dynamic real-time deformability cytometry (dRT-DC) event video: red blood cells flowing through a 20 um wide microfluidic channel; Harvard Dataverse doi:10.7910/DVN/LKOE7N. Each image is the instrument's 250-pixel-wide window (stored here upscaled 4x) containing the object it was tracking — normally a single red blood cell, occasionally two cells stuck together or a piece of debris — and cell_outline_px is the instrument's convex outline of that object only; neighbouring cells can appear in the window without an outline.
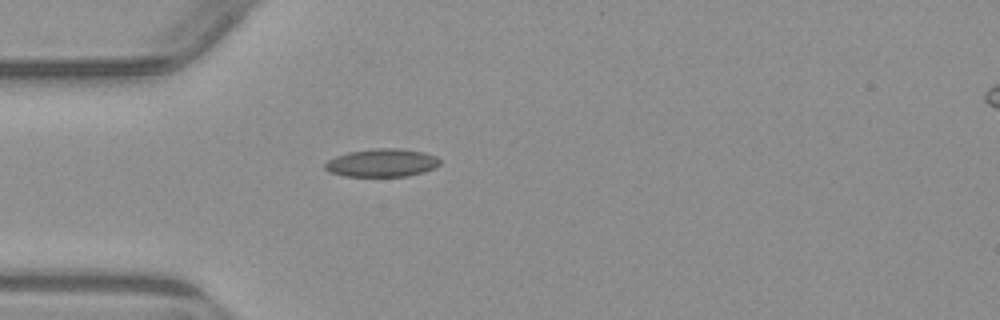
{"species": "common noctule bat (a hibernating species)", "species_latin": "Nyctalus noctula", "temperature_condition": "warm", "stored_images_in_passage": 1, "camera_frame_rate_fps": 3000, "um_per_image_px": 0.085, "animal": {"sex": "male", "body_mass_g": 23.1, "forearm_length_mm": 52.7}, "frame": {"image": 1, "passage_image": 1, "time_ms": 0.0, "image_size_px": [1000, 320], "cell_outline_px": [[440, 164], [436, 168], [424, 172], [408, 176], [344, 176], [328, 172], [324, 168], [324, 164], [328, 160], [336, 156], [348, 152], [376, 148], [400, 148], [424, 152], [436, 156], [440, 160]], "centroid_in_image_um": [32.47, 13.84], "position_along_channel_um": 52.5, "area_um2": 18.96}}